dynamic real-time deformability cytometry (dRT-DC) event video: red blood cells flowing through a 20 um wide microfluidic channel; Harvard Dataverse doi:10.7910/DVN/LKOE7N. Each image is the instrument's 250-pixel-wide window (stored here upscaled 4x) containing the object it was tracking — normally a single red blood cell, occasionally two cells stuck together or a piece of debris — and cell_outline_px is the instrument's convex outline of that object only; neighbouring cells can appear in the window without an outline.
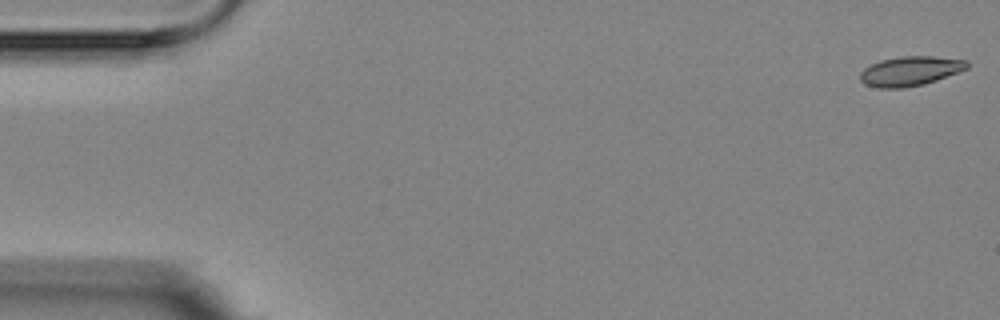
{"species": "Egyptian fruit bat (a non-hibernating species)", "species_latin": "Rousettus aegyptiacus", "temperature_condition": "room temperature", "stored_images_in_passage": 4, "camera_frame_rate_fps": 3000, "um_per_image_px": 0.085, "animal": {"sex": "female"}, "frame": {"image": 1, "passage_image": 1, "time_ms": 0.0, "image_size_px": [1000, 320], "cell_outline_px": [[968, 68], [936, 80], [924, 84], [904, 88], [880, 88], [864, 84], [860, 80], [860, 72], [864, 68], [880, 60], [900, 56], [932, 56], [968, 60]], "centroid_in_image_um": [77.35, 6.04], "position_along_channel_um": 7.6, "area_um2": 18.38}}